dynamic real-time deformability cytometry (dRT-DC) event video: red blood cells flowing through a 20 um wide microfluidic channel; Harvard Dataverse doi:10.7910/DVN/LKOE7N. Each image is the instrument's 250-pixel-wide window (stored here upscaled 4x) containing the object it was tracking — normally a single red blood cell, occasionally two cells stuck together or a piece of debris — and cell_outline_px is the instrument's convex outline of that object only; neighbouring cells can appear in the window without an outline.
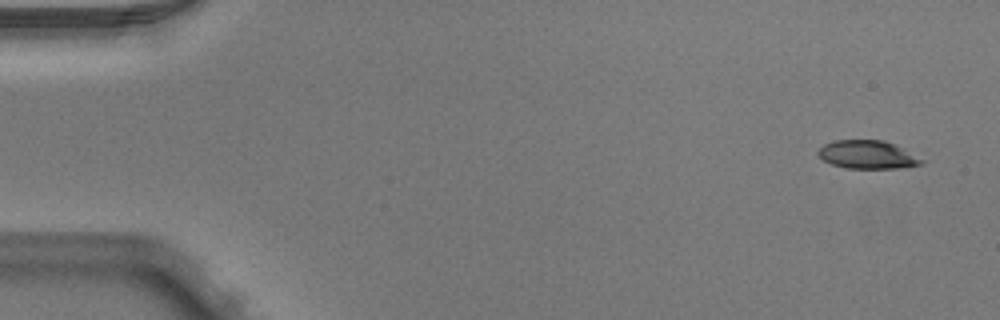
{"species": "Egyptian fruit bat (a non-hibernating species)", "species_latin": "Rousettus aegyptiacus", "temperature_condition": "warm", "stored_images_in_passage": 4, "camera_frame_rate_fps": 3000, "um_per_image_px": 0.085, "animal": {"sex": "male"}, "frame": {"image": 1, "passage_image": 1, "time_ms": 0.0, "image_size_px": [1000, 320], "cell_outline_px": [[928, 160], [920, 164], [896, 168], [844, 168], [832, 164], [824, 160], [816, 152], [824, 144], [836, 140], [884, 140], [896, 144]], "centroid_in_image_um": [73.79, 13.13], "position_along_channel_um": 11.2, "area_um2": 17.17}}